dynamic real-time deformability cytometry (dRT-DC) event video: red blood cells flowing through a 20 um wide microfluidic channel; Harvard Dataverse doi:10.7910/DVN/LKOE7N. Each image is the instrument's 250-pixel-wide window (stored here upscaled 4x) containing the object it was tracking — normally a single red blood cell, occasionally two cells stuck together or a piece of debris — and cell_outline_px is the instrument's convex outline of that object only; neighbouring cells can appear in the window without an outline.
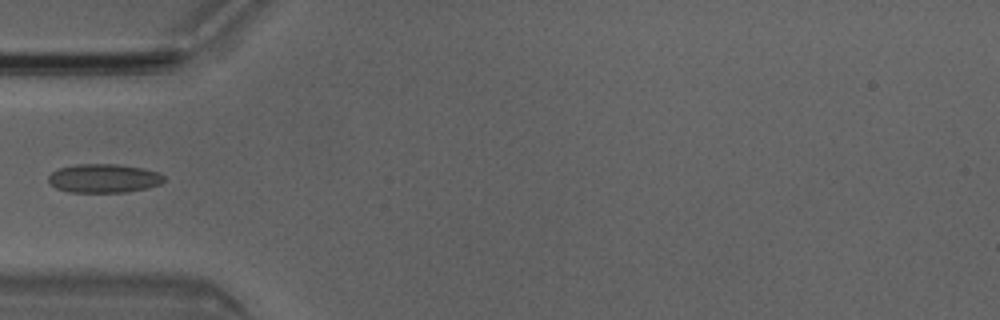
{"species": "Egyptian fruit bat (a non-hibernating species)", "species_latin": "Rousettus aegyptiacus", "temperature_condition": "room temperature", "stored_images_in_passage": 5, "camera_frame_rate_fps": 3000, "um_per_image_px": 0.085, "animal": {"sex": "male"}, "frame": {"image": 1, "passage_image": 4, "time_ms": 1.0, "image_size_px": [1000, 320], "cell_outline_px": [[164, 180], [160, 184], [148, 188], [124, 192], [68, 192], [56, 188], [48, 180], [48, 176], [52, 172], [60, 168], [76, 164], [116, 164], [144, 168], [160, 172], [164, 176]], "centroid_in_image_um": [8.85, 15.15], "position_along_channel_um": 76.2, "area_um2": 19.42}}